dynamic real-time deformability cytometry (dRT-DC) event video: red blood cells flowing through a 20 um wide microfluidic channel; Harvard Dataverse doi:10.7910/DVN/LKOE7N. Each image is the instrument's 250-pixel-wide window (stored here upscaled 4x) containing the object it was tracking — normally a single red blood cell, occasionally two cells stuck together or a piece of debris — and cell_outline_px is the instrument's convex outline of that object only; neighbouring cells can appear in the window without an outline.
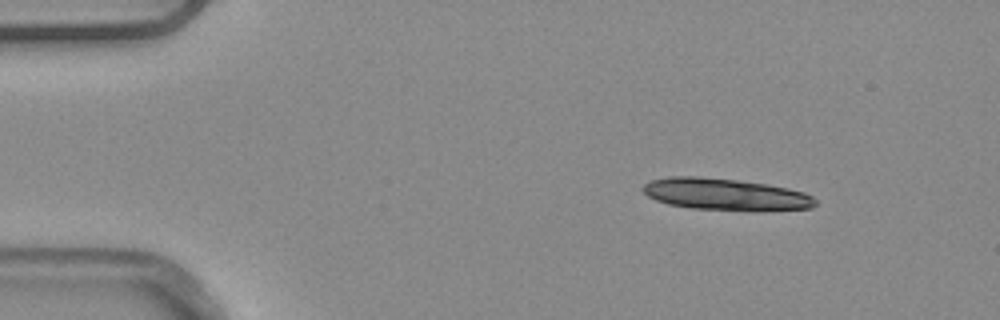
{"species": "common noctule bat (a hibernating species)", "species_latin": "Nyctalus noctula", "temperature_condition": "warm", "stored_images_in_passage": 3, "camera_frame_rate_fps": 3000, "um_per_image_px": 0.085, "animal": {"sex": "male", "body_mass_g": 20.4}, "frame": {"image": 1, "passage_image": 1, "time_ms": 0.0, "image_size_px": [1000, 320], "cell_outline_px": [[816, 204], [812, 208], [756, 212], [692, 208], [668, 204], [656, 200], [648, 196], [644, 192], [644, 184], [652, 180], [668, 176], [696, 176], [736, 180], [764, 184], [788, 188], [804, 192], [812, 196], [816, 200]], "centroid_in_image_um": [61.71, 16.54], "position_along_channel_um": 23.3, "area_um2": 32.19}}